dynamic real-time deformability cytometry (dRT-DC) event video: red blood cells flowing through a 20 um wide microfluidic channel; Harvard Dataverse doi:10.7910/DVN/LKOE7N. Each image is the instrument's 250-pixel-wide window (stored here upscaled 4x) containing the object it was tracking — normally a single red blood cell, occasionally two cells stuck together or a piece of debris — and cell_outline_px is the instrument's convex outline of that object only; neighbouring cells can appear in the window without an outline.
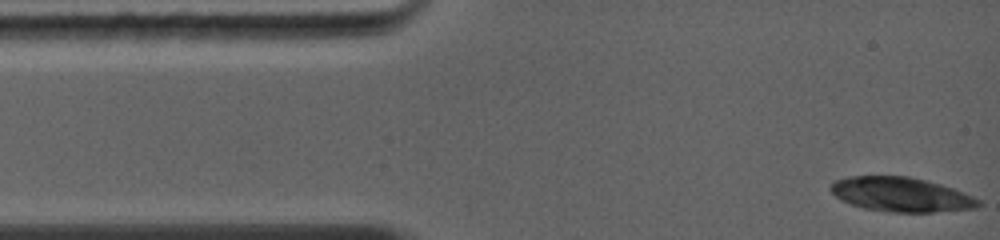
{"species": "common noctule bat (a hibernating species)", "species_latin": "Nyctalus noctula", "temperature_condition": "warm", "stored_images_in_passage": 12, "camera_frame_rate_fps": 5000, "um_per_image_px": 0.085, "animal": {"sex": "female", "body_mass_g": 19.0, "forearm_length_mm": 56.7}, "frame": {"image": 1, "passage_image": 1, "time_ms": 0.0, "image_size_px": [1000, 240], "cell_outline_px": [[984, 204], [976, 208], [932, 212], [888, 212], [864, 208], [840, 200], [828, 188], [832, 180], [848, 176], [908, 176], [940, 184], [964, 192], [980, 200]], "centroid_in_image_um": [76.57, 16.53], "position_along_channel_um": 8.4, "area_um2": 29.77}}
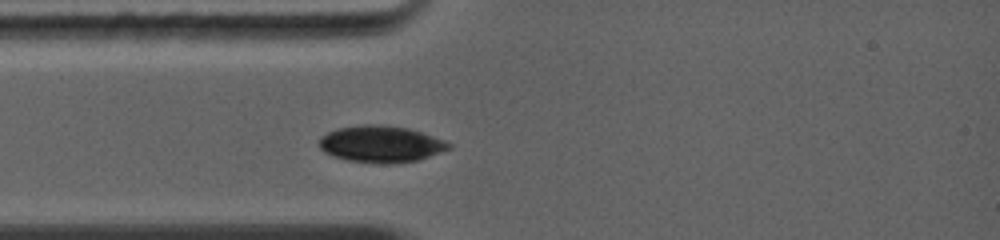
{"frame": {"image": 2, "passage_image": 9, "time_ms": 2.8, "image_size_px": [1000, 240], "cell_outline_px": [[452, 148], [416, 160], [392, 164], [348, 160], [332, 156], [324, 152], [320, 148], [320, 136], [336, 128], [364, 124], [376, 124], [408, 128], [444, 140], [452, 144]], "centroid_in_image_um": [32.36, 12.23], "position_along_channel_um": 52.6, "area_um2": 27.46}}
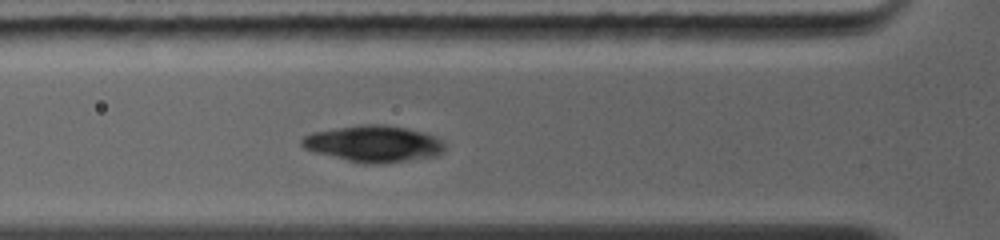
{"frame": {"image": 3, "passage_image": 12, "time_ms": 3.8, "image_size_px": [1000, 240], "cell_outline_px": [[444, 152], [436, 156], [384, 164], [364, 164], [316, 152], [304, 148], [300, 144], [300, 140], [304, 136], [312, 132], [336, 128], [364, 124], [380, 124], [408, 128], [436, 136], [444, 144]], "centroid_in_image_um": [31.77, 12.22], "position_along_channel_um": 94.0, "area_um2": 30.35}}